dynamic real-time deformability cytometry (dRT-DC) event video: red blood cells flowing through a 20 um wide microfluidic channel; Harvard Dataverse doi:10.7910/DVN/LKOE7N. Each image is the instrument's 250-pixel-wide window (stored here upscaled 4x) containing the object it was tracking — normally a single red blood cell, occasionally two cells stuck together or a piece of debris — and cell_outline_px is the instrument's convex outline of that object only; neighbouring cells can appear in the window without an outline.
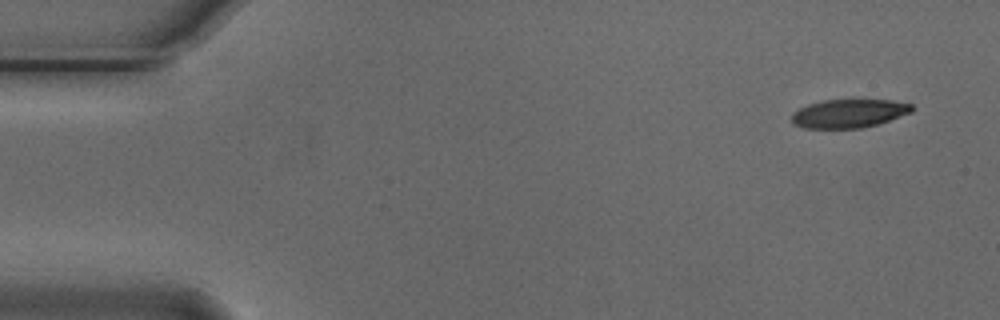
{"species": "Egyptian fruit bat (a non-hibernating species)", "species_latin": "Rousettus aegyptiacus", "temperature_condition": "cold", "stored_images_in_passage": 9, "camera_frame_rate_fps": 3000, "um_per_image_px": 0.085, "animal": {"sex": "male"}, "frame": {"image": 1, "passage_image": 1, "time_ms": 0.0, "image_size_px": [1000, 320], "cell_outline_px": [[916, 108], [912, 112], [876, 124], [860, 128], [804, 128], [792, 124], [792, 112], [808, 104], [824, 100], [852, 96], [892, 100], [912, 104]], "centroid_in_image_um": [72.18, 9.58], "position_along_channel_um": 12.8, "area_um2": 20.92}}
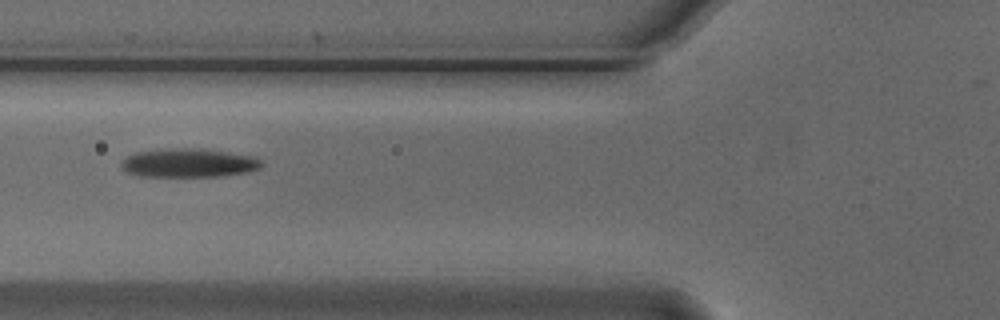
{"frame": {"image": 2, "passage_image": 6, "time_ms": 1.667, "image_size_px": [1000, 320], "cell_outline_px": [[264, 164], [260, 168], [248, 172], [220, 176], [140, 176], [128, 172], [120, 168], [120, 164], [128, 156], [136, 152], [164, 148], [200, 148], [252, 156], [260, 160]], "centroid_in_image_um": [16.03, 13.84], "position_along_channel_um": 109.8, "area_um2": 23.47}}
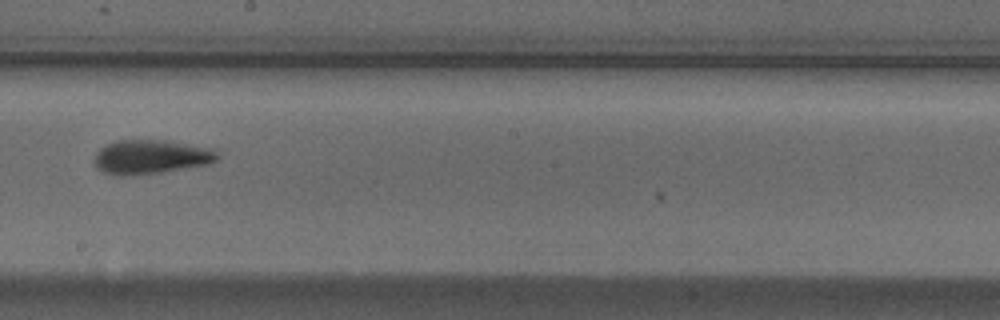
{"frame": {"image": 3, "passage_image": 9, "time_ms": 2.667, "image_size_px": [1000, 320], "cell_outline_px": [[220, 156], [216, 160], [208, 164], [160, 172], [132, 176], [116, 176], [100, 172], [96, 168], [92, 160], [96, 152], [100, 148], [116, 140], [172, 140], [216, 148]], "centroid_in_image_um": [12.82, 13.33], "position_along_channel_um": 235.4, "area_um2": 25.2}}